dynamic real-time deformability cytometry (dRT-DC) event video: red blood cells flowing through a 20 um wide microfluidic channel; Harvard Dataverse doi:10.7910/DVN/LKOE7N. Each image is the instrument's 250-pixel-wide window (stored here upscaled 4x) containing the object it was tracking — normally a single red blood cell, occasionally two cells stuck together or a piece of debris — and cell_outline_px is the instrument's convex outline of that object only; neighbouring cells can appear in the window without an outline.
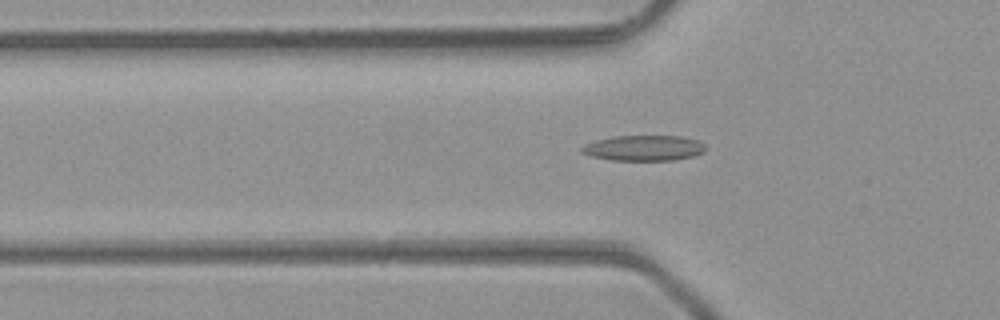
{"species": "common noctule bat (a hibernating species)", "species_latin": "Nyctalus noctula", "temperature_condition": "room temperature", "stored_images_in_passage": 34, "camera_frame_rate_fps": 3000, "um_per_image_px": 0.085, "animal": {"sex": "male", "body_mass_g": 23.1, "forearm_length_mm": 52.7}, "frame": {"image": 1, "passage_image": 2, "time_ms": 0.333, "image_size_px": [1000, 320], "cell_outline_px": [[708, 148], [704, 152], [692, 156], [676, 160], [612, 160], [592, 156], [580, 152], [580, 148], [584, 144], [596, 140], [612, 136], [684, 136], [696, 140], [704, 144]], "centroid_in_image_um": [54.73, 12.58], "position_along_channel_um": 71.1, "area_um2": 18.5}}
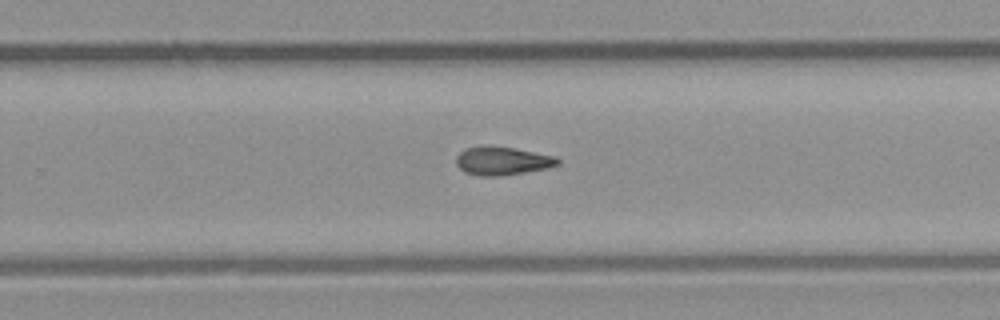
{"frame": {"image": 2, "passage_image": 17, "time_ms": 5.333, "image_size_px": [1000, 320], "cell_outline_px": [[560, 164], [548, 168], [500, 176], [480, 176], [464, 172], [456, 164], [456, 156], [464, 148], [484, 144], [512, 148], [556, 156], [560, 160]], "centroid_in_image_um": [42.67, 13.66], "position_along_channel_um": 287.1, "area_um2": 16.99}}
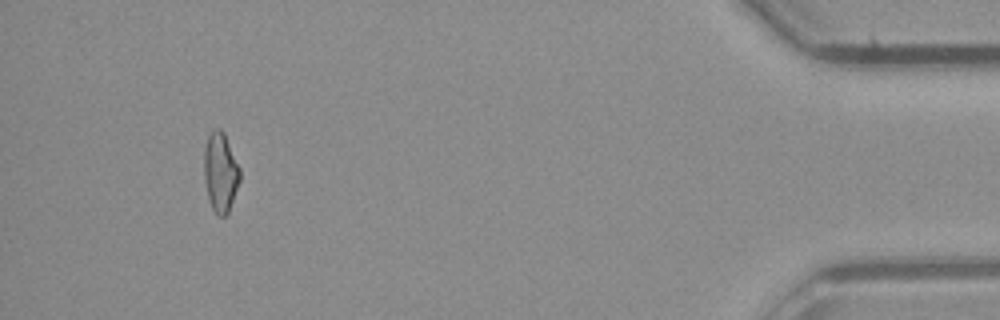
{"frame": {"image": 3, "passage_image": 31, "time_ms": 10.0, "image_size_px": [1000, 320], "cell_outline_px": [[240, 180], [228, 212], [224, 216], [216, 216], [212, 208], [208, 196], [204, 180], [204, 148], [208, 136], [216, 128], [220, 128], [224, 132], [240, 168]], "centroid_in_image_um": [18.73, 14.64], "position_along_channel_um": 416.5, "area_um2": 16.53}}